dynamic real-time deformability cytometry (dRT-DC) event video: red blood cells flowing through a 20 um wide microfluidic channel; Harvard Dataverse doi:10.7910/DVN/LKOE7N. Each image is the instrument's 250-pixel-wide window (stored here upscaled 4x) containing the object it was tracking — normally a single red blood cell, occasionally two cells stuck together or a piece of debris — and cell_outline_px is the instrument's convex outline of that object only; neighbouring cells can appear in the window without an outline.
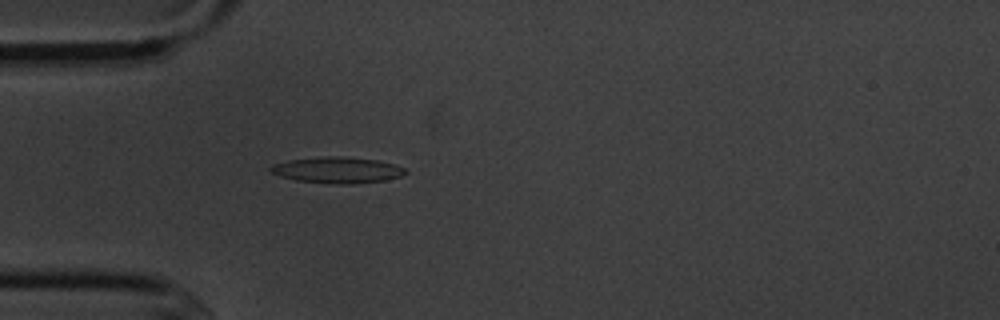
{"species": "common noctule bat (a hibernating species)", "species_latin": "Nyctalus noctula", "temperature_condition": "cold", "stored_images_in_passage": 2, "camera_frame_rate_fps": 3000, "um_per_image_px": 0.085, "animal": {"sex": "male", "body_mass_g": 20.1, "forearm_length_mm": 53.5}, "frame": {"image": 1, "passage_image": 2, "time_ms": 1.0, "image_size_px": [1000, 320], "cell_outline_px": [[408, 172], [400, 176], [384, 180], [352, 184], [336, 184], [296, 180], [280, 176], [272, 172], [268, 168], [272, 164], [288, 160], [324, 156], [340, 156], [376, 160], [392, 164], [404, 168]], "centroid_in_image_um": [28.63, 14.45], "position_along_channel_um": 56.4, "area_um2": 20.35}}